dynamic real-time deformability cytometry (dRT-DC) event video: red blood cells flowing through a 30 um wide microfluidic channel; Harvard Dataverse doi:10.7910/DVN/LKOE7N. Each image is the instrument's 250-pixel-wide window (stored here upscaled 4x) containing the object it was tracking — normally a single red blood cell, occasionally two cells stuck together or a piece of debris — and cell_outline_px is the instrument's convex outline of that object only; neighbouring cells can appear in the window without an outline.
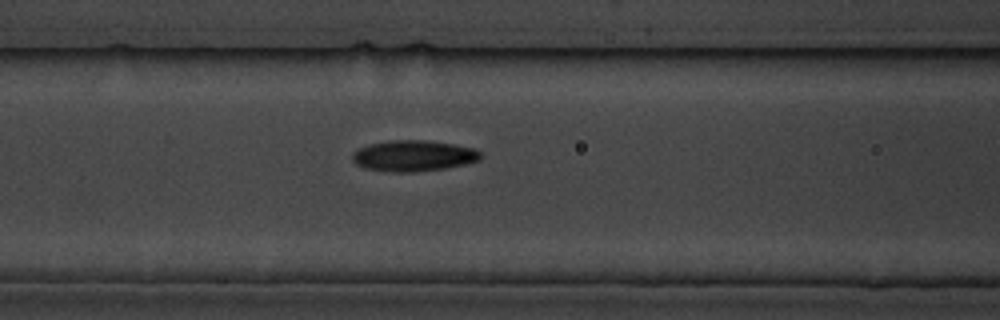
{"species": "common noctule bat (a hibernating species)", "species_latin": "Nyctalus noctula", "temperature_condition": "cold", "stored_images_in_passage": 8, "segment_of_instrument_passage": [2, 2], "camera_frame_rate_fps": 3000, "um_per_image_px": 0.085, "animal": {"sex": "male", "body_mass_g": 19.5, "forearm_length_mm": 54.6}, "frame": {"image": 1, "passage_image": 8, "time_ms": 8.333, "image_size_px": [1000, 320], "cell_outline_px": [[480, 160], [464, 164], [444, 168], [412, 172], [388, 172], [364, 168], [356, 164], [352, 160], [352, 152], [368, 144], [388, 140], [424, 140], [452, 144], [476, 148], [480, 152]], "centroid_in_image_um": [35.1, 13.24], "position_along_channel_um": 131.5, "area_um2": 23.18}}